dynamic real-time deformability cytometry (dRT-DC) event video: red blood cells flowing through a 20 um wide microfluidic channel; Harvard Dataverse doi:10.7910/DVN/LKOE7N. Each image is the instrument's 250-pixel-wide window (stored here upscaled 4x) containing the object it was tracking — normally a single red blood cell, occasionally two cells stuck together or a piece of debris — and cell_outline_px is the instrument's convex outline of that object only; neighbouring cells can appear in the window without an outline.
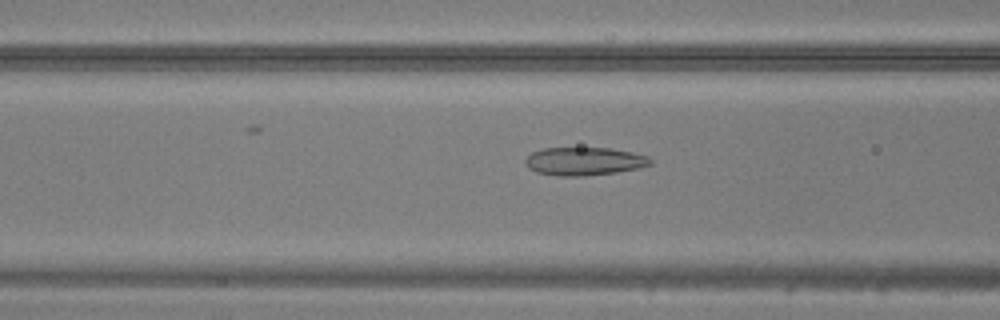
{"species": "common noctule bat (a hibernating species)", "species_latin": "Nyctalus noctula", "temperature_condition": "warm", "stored_images_in_passage": 48, "camera_frame_rate_fps": 3000, "um_per_image_px": 0.085, "animal": {"sex": "male", "body_mass_g": 20.5, "forearm_length_mm": 52.5}, "frame": {"image": 1, "passage_image": 19, "time_ms": 6.0, "image_size_px": [1000, 320], "cell_outline_px": [[652, 164], [640, 168], [616, 172], [584, 176], [560, 176], [536, 172], [528, 168], [524, 164], [524, 160], [532, 152], [544, 148], [612, 148], [632, 152], [648, 156], [652, 160]], "centroid_in_image_um": [49.66, 13.71], "position_along_channel_um": 116.9, "area_um2": 20.63}}
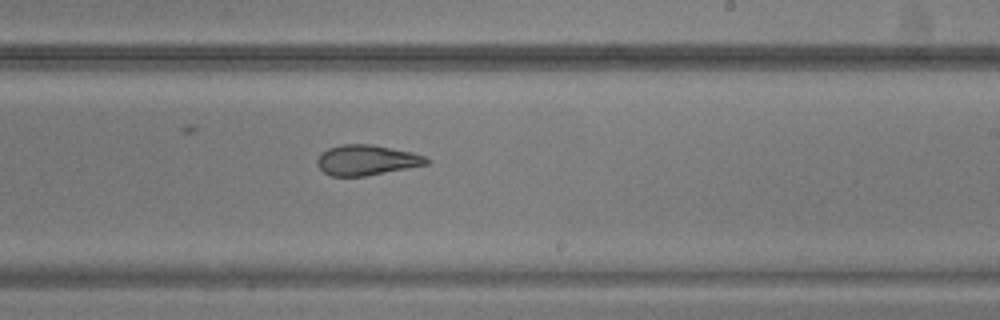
{"frame": {"image": 2, "passage_image": 29, "time_ms": 9.333, "image_size_px": [1000, 320], "cell_outline_px": [[432, 160], [428, 164], [408, 168], [364, 176], [332, 176], [324, 172], [316, 164], [316, 160], [328, 148], [340, 144], [372, 144], [412, 152], [424, 156]], "centroid_in_image_um": [31.18, 13.6], "position_along_channel_um": 257.8, "area_um2": 19.25}}
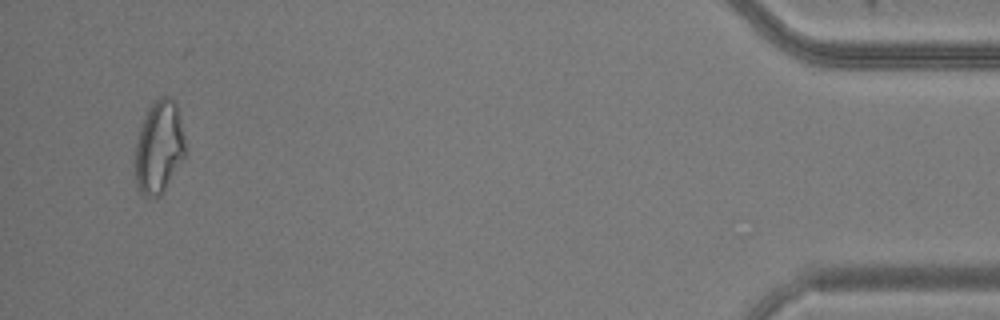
{"frame": {"image": 3, "passage_image": 46, "time_ms": 15.0, "image_size_px": [1000, 320], "cell_outline_px": [[184, 160], [160, 196], [144, 196], [140, 192], [136, 184], [136, 144], [140, 128], [148, 108], [160, 96], [168, 96], [176, 104], [184, 140]], "centroid_in_image_um": [13.51, 12.53], "position_along_channel_um": 421.7, "area_um2": 26.59}}